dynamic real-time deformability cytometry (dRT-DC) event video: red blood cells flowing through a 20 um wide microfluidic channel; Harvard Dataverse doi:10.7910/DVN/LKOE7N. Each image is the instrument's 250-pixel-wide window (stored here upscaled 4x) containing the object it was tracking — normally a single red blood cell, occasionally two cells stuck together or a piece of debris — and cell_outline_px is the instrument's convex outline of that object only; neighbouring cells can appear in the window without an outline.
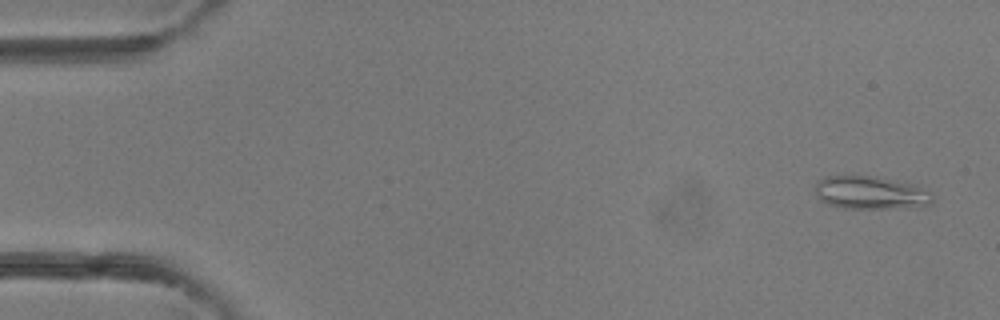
{"species": "common noctule bat (a hibernating species)", "species_latin": "Nyctalus noctula", "temperature_condition": "room temperature", "stored_images_in_passage": 4, "camera_frame_rate_fps": 3000, "um_per_image_px": 0.085, "animal": {"sex": "female"}, "frame": {"image": 1, "passage_image": 4, "time_ms": 3.333, "image_size_px": [1000, 320], "cell_outline_px": [[936, 196], [932, 204], [924, 208], [844, 208], [828, 204], [820, 200], [816, 196], [816, 180], [824, 176], [856, 172], [916, 184]], "centroid_in_image_um": [74.03, 16.34], "position_along_channel_um": 11.0, "area_um2": 23.99}}